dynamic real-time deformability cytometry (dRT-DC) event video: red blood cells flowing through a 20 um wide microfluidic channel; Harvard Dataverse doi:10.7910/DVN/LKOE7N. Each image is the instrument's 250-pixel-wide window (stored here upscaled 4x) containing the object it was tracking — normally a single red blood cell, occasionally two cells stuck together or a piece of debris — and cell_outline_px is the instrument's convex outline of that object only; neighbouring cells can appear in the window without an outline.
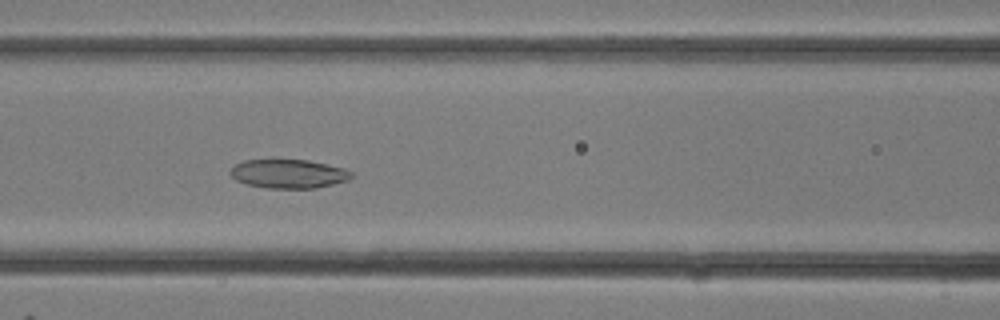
{"species": "common noctule bat (a hibernating species)", "species_latin": "Nyctalus noctula", "temperature_condition": "room temperature", "stored_images_in_passage": 24, "camera_frame_rate_fps": 3000, "um_per_image_px": 0.085, "animal": {"sex": "female"}, "frame": {"image": 1, "passage_image": 7, "time_ms": 2.0, "image_size_px": [1000, 320], "cell_outline_px": [[352, 176], [348, 180], [316, 188], [268, 188], [248, 184], [236, 180], [228, 172], [236, 164], [244, 160], [272, 156], [308, 160], [344, 168], [352, 172]], "centroid_in_image_um": [24.47, 14.71], "position_along_channel_um": 142.1, "area_um2": 21.1}}
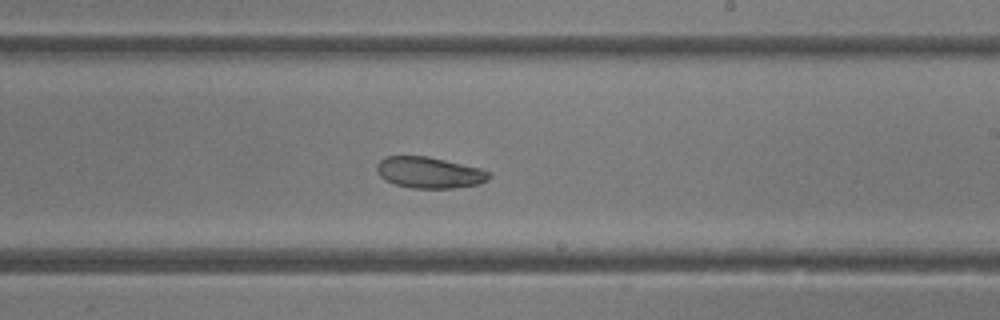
{"frame": {"image": 2, "passage_image": 12, "time_ms": 3.667, "image_size_px": [1000, 320], "cell_outline_px": [[492, 176], [488, 180], [480, 184], [452, 188], [412, 188], [396, 184], [384, 180], [376, 172], [376, 164], [384, 156], [428, 156], [480, 168], [492, 172]], "centroid_in_image_um": [36.5, 14.66], "position_along_channel_um": 252.5, "area_um2": 20.63}}
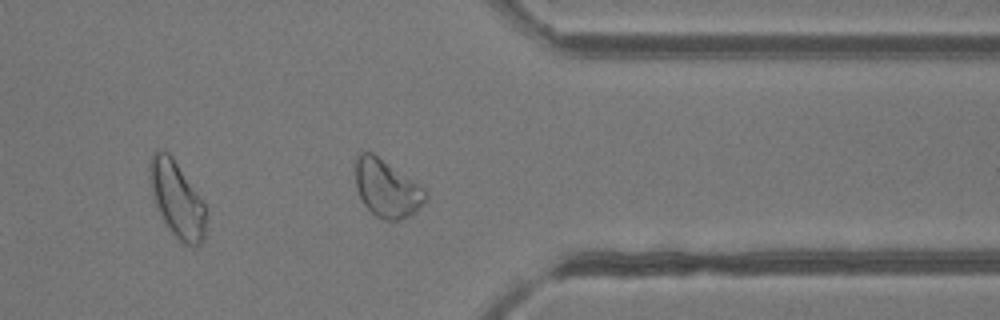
{"frame": {"image": 3, "passage_image": 18, "time_ms": 5.667, "image_size_px": [1000, 320], "cell_outline_px": [[428, 196], [420, 208], [408, 216], [400, 220], [384, 220], [376, 216], [360, 200], [356, 188], [356, 156], [360, 152], [372, 152], [420, 184], [428, 192]], "centroid_in_image_um": [32.89, 16.02], "position_along_channel_um": 378.5, "area_um2": 23.58}}